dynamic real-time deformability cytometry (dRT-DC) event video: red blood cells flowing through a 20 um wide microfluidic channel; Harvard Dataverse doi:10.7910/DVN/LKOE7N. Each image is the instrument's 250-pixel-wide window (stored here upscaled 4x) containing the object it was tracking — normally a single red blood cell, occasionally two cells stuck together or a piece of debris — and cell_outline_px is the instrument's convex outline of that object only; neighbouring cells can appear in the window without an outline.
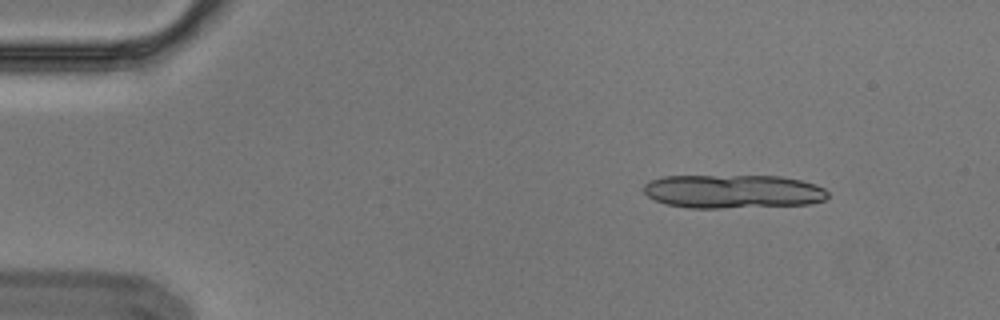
{"species": "Egyptian fruit bat (a non-hibernating species)", "species_latin": "Rousettus aegyptiacus", "temperature_condition": "cold", "stored_images_in_passage": 4, "camera_frame_rate_fps": 3000, "um_per_image_px": 0.085, "animal": {"sex": "male"}, "frame": {"image": 1, "passage_image": 1, "time_ms": 0.0, "image_size_px": [1000, 320], "cell_outline_px": [[828, 196], [824, 200], [812, 204], [720, 208], [688, 208], [664, 204], [648, 196], [644, 192], [644, 184], [648, 180], [664, 176], [780, 176], [800, 180], [816, 184], [824, 188], [828, 192]], "centroid_in_image_um": [62.3, 16.27], "position_along_channel_um": 22.7, "area_um2": 36.36}}